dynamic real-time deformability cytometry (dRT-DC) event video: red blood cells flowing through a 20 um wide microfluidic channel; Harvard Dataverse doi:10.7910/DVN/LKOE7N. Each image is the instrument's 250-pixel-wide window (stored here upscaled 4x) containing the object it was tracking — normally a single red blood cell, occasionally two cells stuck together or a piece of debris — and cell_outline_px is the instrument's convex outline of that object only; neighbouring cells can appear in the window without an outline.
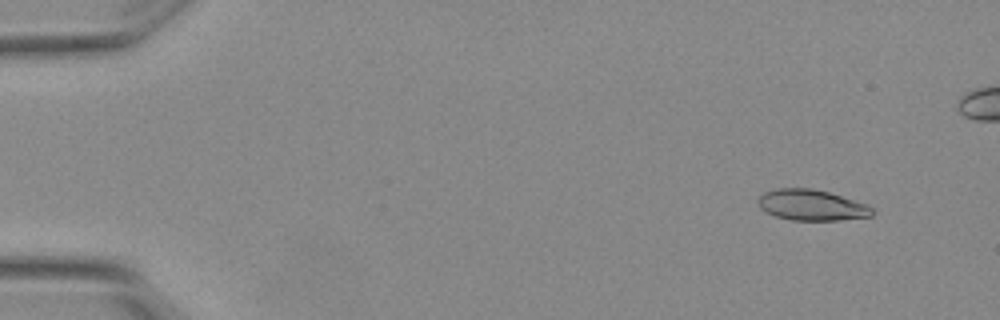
{"species": "Egyptian fruit bat (a non-hibernating species)", "species_latin": "Rousettus aegyptiacus", "temperature_condition": "warm", "stored_images_in_passage": 5, "camera_frame_rate_fps": 3000, "um_per_image_px": 0.085, "animal": {"sex": "female"}, "frame": {"image": 1, "passage_image": 1, "time_ms": 0.0, "image_size_px": [1000, 320], "cell_outline_px": [[876, 212], [872, 216], [840, 220], [792, 220], [776, 216], [760, 208], [756, 204], [756, 200], [764, 192], [776, 188], [812, 188], [828, 192], [864, 204], [872, 208]], "centroid_in_image_um": [68.95, 17.43], "position_along_channel_um": 16.1, "area_um2": 20.4}}